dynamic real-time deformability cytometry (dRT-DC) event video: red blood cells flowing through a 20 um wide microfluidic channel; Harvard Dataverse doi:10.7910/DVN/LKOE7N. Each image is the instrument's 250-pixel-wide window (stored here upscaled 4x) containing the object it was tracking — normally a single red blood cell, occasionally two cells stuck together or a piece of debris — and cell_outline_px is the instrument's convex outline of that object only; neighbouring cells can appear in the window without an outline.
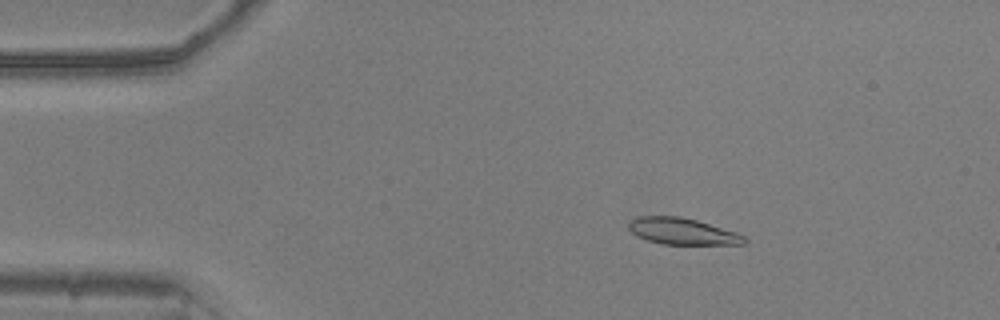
{"species": "common noctule bat (a hibernating species)", "species_latin": "Nyctalus noctula", "temperature_condition": "warm", "stored_images_in_passage": 52, "camera_frame_rate_fps": 3000, "um_per_image_px": 0.085, "animal": {"sex": "male", "body_mass_g": 20.5, "forearm_length_mm": 52.5}, "frame": {"image": 1, "passage_image": 8, "time_ms": 2.333, "image_size_px": [1000, 320], "cell_outline_px": [[748, 244], [660, 244], [636, 236], [628, 228], [628, 224], [636, 216], [680, 216], [696, 220], [736, 232], [744, 236], [748, 240]], "centroid_in_image_um": [58.0, 19.66], "position_along_channel_um": 27.0, "area_um2": 17.86}}
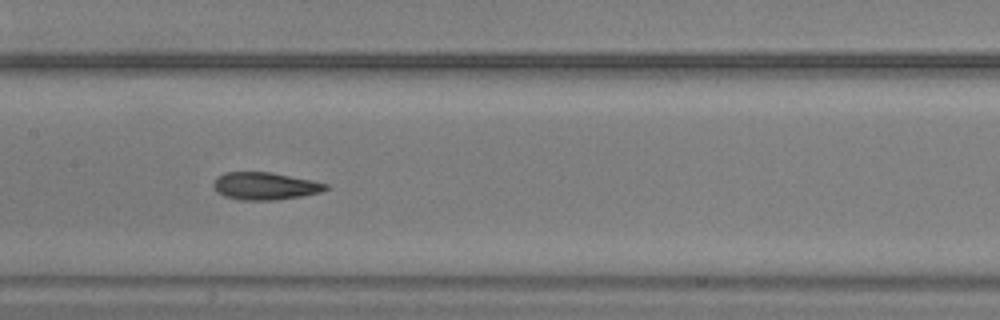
{"frame": {"image": 2, "passage_image": 25, "time_ms": 8.0, "image_size_px": [1000, 320], "cell_outline_px": [[328, 188], [320, 192], [304, 196], [276, 200], [240, 200], [224, 196], [216, 192], [212, 184], [216, 176], [224, 172], [272, 172], [312, 180], [328, 184]], "centroid_in_image_um": [22.5, 15.81], "position_along_channel_um": 184.9, "area_um2": 18.21}}
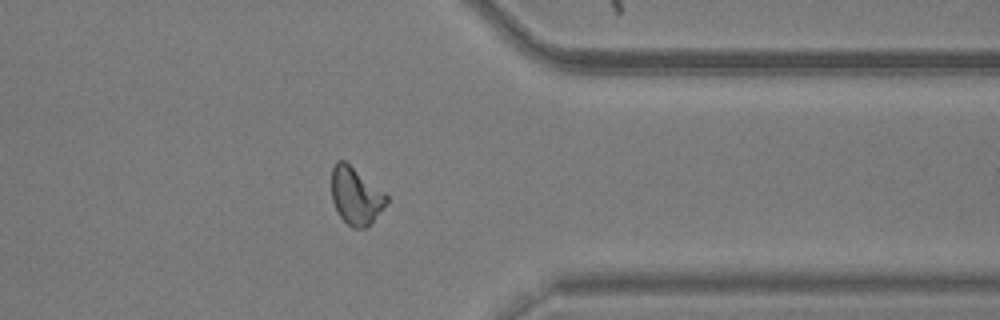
{"frame": {"image": 3, "passage_image": 41, "time_ms": 13.333, "image_size_px": [1000, 320], "cell_outline_px": [[388, 200], [372, 220], [364, 228], [352, 228], [340, 216], [332, 200], [332, 168], [336, 160], [344, 160], [384, 192], [388, 196]], "centroid_in_image_um": [30.21, 16.62], "position_along_channel_um": 381.2, "area_um2": 17.8}, "authors_computed_cell_mechanics": {"area_um2": 18.2359, "velocity_mm_per_s": 3.8578, "shape_relaxation_time_tau1_ms": 4.7839, "shape_relaxation_time_tau2_ms": 2.5456, "deformation_change_tau1": 0.1447, "deformation_change_tau2": 0.093}}